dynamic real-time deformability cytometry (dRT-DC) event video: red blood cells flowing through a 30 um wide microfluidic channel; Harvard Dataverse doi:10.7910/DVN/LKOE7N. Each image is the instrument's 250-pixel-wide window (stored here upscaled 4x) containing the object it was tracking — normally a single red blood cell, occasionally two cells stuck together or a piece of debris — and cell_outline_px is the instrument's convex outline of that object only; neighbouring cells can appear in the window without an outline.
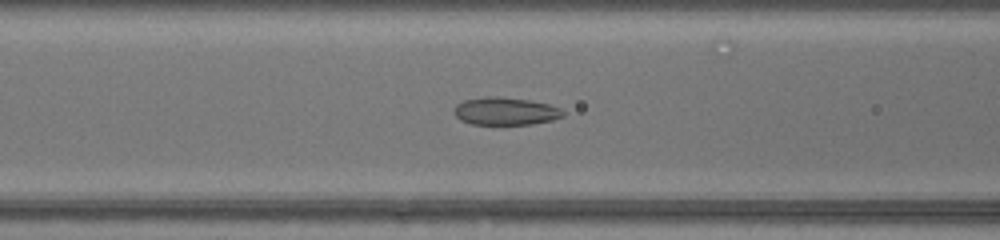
{"species": "common noctule bat (a hibernating species)", "species_latin": "Nyctalus noctula", "temperature_condition": "warm", "stored_images_in_passage": 48, "camera_frame_rate_fps": 3000, "um_per_image_px": 0.085, "animal": {"sex": "female", "body_mass_g": 17.0, "forearm_length_mm": 48.0}, "frame": {"image": 1, "passage_image": 21, "time_ms": 6.667, "image_size_px": [1000, 240], "cell_outline_px": [[564, 116], [552, 120], [532, 124], [472, 124], [460, 120], [452, 112], [456, 104], [464, 100], [484, 96], [496, 96], [528, 100], [548, 104], [560, 108], [564, 112]], "centroid_in_image_um": [42.93, 9.45], "position_along_channel_um": 123.7, "area_um2": 17.63}}
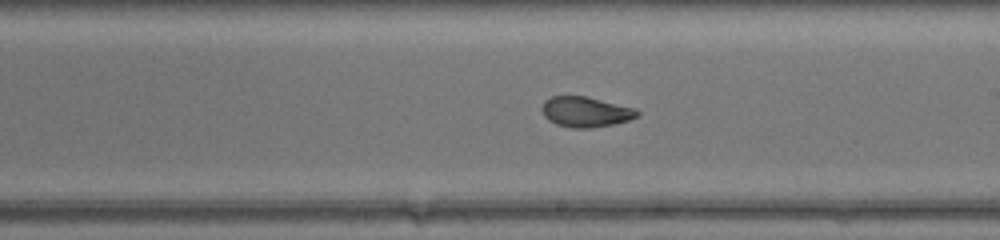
{"frame": {"image": 2, "passage_image": 29, "time_ms": 9.333, "image_size_px": [1000, 240], "cell_outline_px": [[640, 116], [628, 120], [612, 124], [592, 128], [572, 128], [556, 124], [548, 120], [544, 116], [544, 100], [552, 96], [588, 96], [636, 108], [640, 112]], "centroid_in_image_um": [49.83, 9.5], "position_along_channel_um": 239.2, "area_um2": 16.88}}
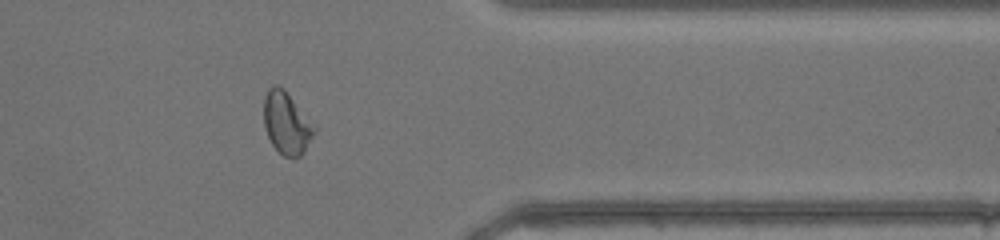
{"frame": {"image": 3, "passage_image": 40, "time_ms": 13.0, "image_size_px": [1000, 240], "cell_outline_px": [[316, 128], [304, 152], [300, 156], [284, 156], [272, 144], [268, 136], [264, 124], [264, 96], [268, 88], [272, 84], [276, 84], [284, 88]], "centroid_in_image_um": [24.33, 10.42], "position_along_channel_um": 387.1, "area_um2": 17.92}, "authors_computed_cell_mechanics": {"area_um2": 18.6983, "velocity_mm_per_s": 4.3475, "shape_relaxation_time_tau1_ms": 10.0782, "shape_relaxation_time_tau2_ms": 1.1198, "deformation_change_tau1": 0.2742, "deformation_change_tau2": 0.0595}}